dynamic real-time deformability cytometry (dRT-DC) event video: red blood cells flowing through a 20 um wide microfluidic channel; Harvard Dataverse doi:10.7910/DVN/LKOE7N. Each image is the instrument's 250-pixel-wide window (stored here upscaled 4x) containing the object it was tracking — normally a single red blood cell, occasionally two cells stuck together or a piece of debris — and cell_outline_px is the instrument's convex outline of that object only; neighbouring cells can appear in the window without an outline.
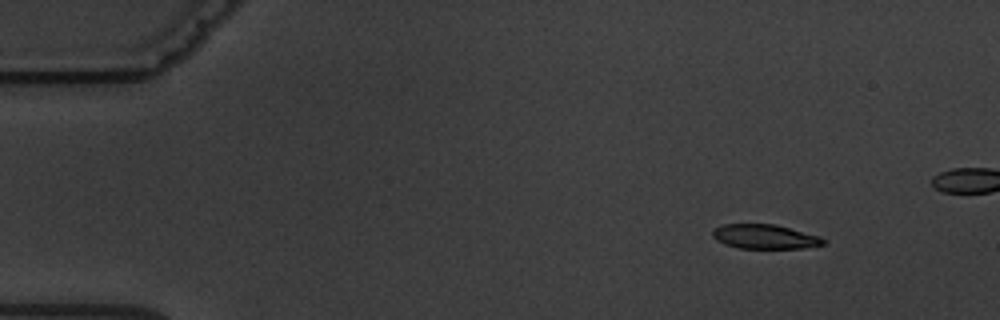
{"species": "common noctule bat (a hibernating species)", "species_latin": "Nyctalus noctula", "temperature_condition": "warm", "stored_images_in_passage": 5, "camera_frame_rate_fps": 3000, "um_per_image_px": 0.085, "animal": {"sex": "male", "body_mass_g": 19.5, "forearm_length_mm": 54.6}, "frame": {"image": 1, "passage_image": 2, "time_ms": 1.333, "image_size_px": [1000, 320], "cell_outline_px": [[828, 240], [824, 244], [804, 248], [740, 248], [724, 244], [716, 240], [712, 236], [712, 228], [724, 224], [776, 224], [820, 236]], "centroid_in_image_um": [65.01, 20.11], "position_along_channel_um": 20.0, "area_um2": 15.9}}